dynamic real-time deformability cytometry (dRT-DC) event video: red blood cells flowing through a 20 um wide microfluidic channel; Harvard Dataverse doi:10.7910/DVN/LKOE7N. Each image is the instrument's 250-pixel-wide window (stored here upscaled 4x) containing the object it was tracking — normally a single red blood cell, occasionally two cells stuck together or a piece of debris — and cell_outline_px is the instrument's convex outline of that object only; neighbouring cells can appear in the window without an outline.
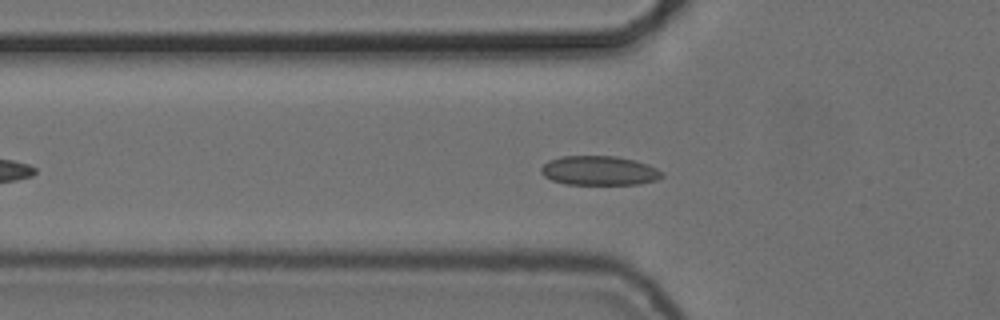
{"species": "common noctule bat (a hibernating species)", "species_latin": "Nyctalus noctula", "temperature_condition": "cold", "stored_images_in_passage": 49, "camera_frame_rate_fps": 3000, "um_per_image_px": 0.085, "animal": {"sex": "female", "body_mass_g": 24.6, "forearm_length_mm": 56.2}, "frame": {"image": 1, "passage_image": 11, "time_ms": 3.333, "image_size_px": [1000, 320], "cell_outline_px": [[664, 176], [656, 180], [640, 184], [564, 184], [552, 180], [544, 176], [540, 172], [540, 168], [548, 160], [560, 156], [616, 156], [636, 160], [648, 164], [664, 172]], "centroid_in_image_um": [50.94, 14.5], "position_along_channel_um": 74.9, "area_um2": 20.87}}
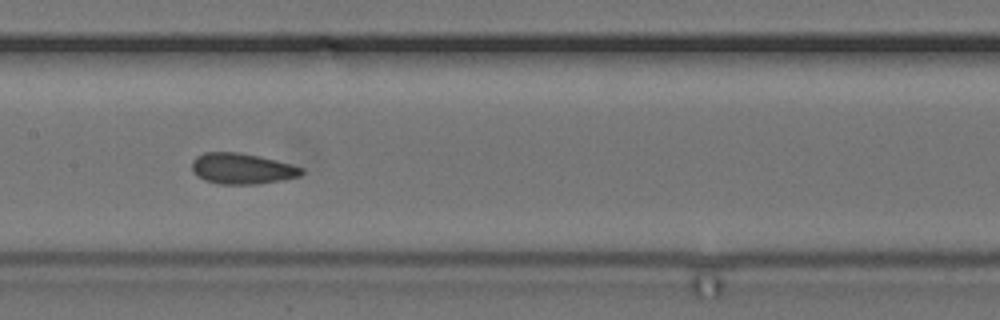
{"frame": {"image": 2, "passage_image": 20, "time_ms": 6.333, "image_size_px": [1000, 320], "cell_outline_px": [[304, 172], [300, 176], [280, 180], [256, 184], [220, 184], [204, 180], [192, 172], [192, 160], [196, 156], [204, 152], [240, 152], [260, 156], [292, 164], [304, 168]], "centroid_in_image_um": [20.56, 14.32], "position_along_channel_um": 186.8, "area_um2": 19.83}}
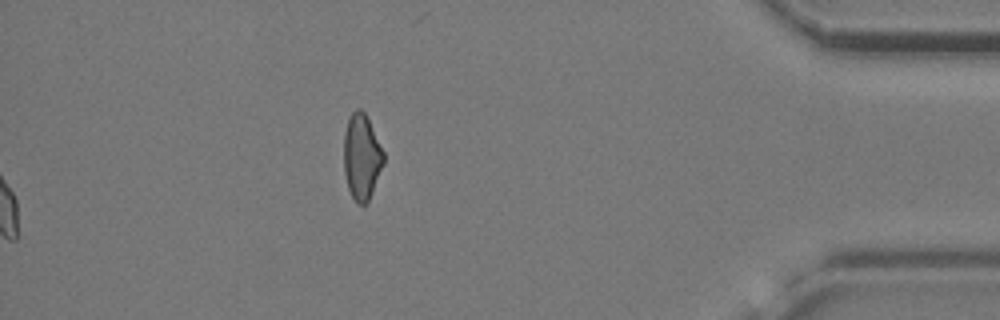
{"frame": {"image": 3, "passage_image": 49, "time_ms": 16.0, "image_size_px": [1000, 320], "cell_outline_px": [[384, 164], [368, 200], [364, 204], [356, 204], [348, 188], [344, 172], [344, 132], [348, 116], [356, 108], [360, 108], [364, 112], [384, 152]], "centroid_in_image_um": [30.72, 13.31], "position_along_channel_um": 404.5, "area_um2": 19.77}, "authors_computed_cell_mechanics": {"area_um2": 19.8254, "velocity_mm_per_s": 3.6914, "shape_relaxation_time_tau1_ms": 6.8491, "shape_relaxation_time_tau2_ms": 1.3407, "deformation_change_tau1": 0.0982, "deformation_change_tau2": 0.0587}}